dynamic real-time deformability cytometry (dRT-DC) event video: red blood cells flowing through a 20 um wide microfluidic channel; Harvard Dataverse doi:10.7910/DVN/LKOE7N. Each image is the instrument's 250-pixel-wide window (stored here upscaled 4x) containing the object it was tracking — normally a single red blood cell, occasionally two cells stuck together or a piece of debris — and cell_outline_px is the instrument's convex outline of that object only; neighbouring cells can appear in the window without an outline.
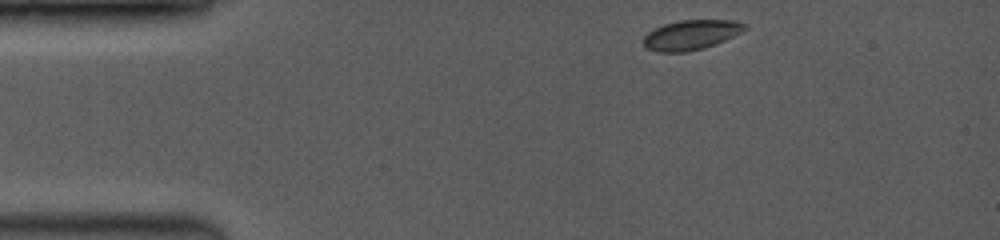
{"species": "common noctule bat (a hibernating species)", "species_latin": "Nyctalus noctula", "temperature_condition": "room temperature", "stored_images_in_passage": 33, "camera_frame_rate_fps": 3500, "um_per_image_px": 0.085, "animal": {"sex": "female", "body_mass_g": 19.0, "forearm_length_mm": 53.3}, "frame": {"image": 1, "passage_image": 1, "time_ms": 0.0, "image_size_px": [1000, 240], "cell_outline_px": [[748, 28], [716, 44], [704, 48], [688, 52], [656, 52], [644, 48], [644, 36], [648, 32], [664, 24], [680, 20], [732, 20], [748, 24]], "centroid_in_image_um": [58.73, 2.97], "position_along_channel_um": 26.3, "area_um2": 17.63}}
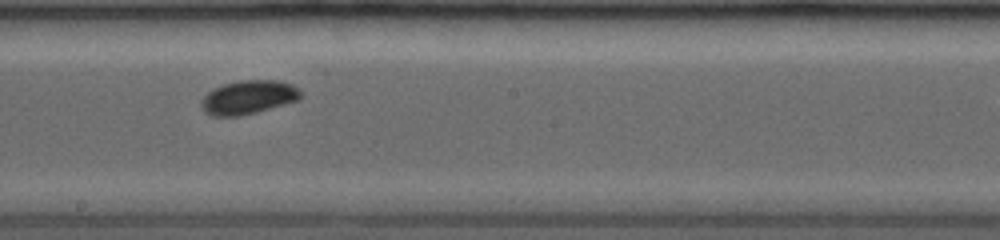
{"frame": {"image": 2, "passage_image": 19, "time_ms": 6.571, "image_size_px": [1000, 240], "cell_outline_px": [[300, 100], [256, 112], [240, 116], [212, 116], [204, 112], [200, 104], [200, 100], [212, 88], [224, 84], [240, 80], [280, 80], [292, 84], [300, 92]], "centroid_in_image_um": [21.08, 8.27], "position_along_channel_um": 227.1, "area_um2": 19.65}}
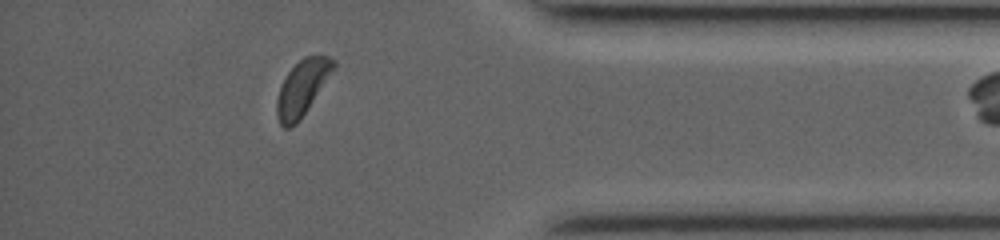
{"frame": {"image": 3, "passage_image": 32, "time_ms": 11.429, "image_size_px": [1000, 240], "cell_outline_px": [[336, 68], [300, 120], [296, 124], [288, 128], [284, 128], [280, 124], [276, 112], [276, 100], [280, 88], [288, 72], [304, 56], [328, 56], [336, 60]], "centroid_in_image_um": [25.71, 7.47], "position_along_channel_um": 409.5, "area_um2": 18.21}}